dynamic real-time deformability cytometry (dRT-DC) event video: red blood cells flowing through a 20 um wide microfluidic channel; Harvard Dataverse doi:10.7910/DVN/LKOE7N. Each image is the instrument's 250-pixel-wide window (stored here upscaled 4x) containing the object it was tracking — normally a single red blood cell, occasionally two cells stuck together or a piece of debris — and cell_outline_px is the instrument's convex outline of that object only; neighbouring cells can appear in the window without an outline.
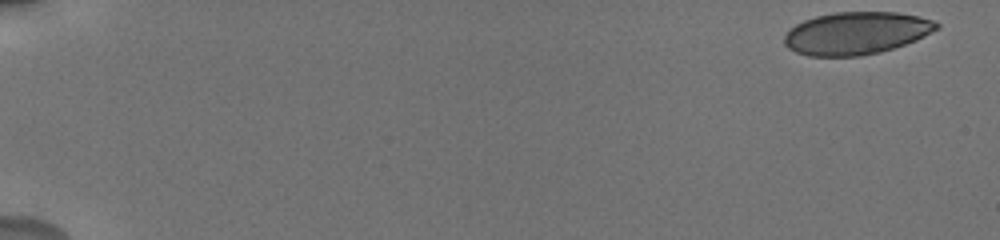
{"species": "human", "species_latin": "Homo sapiens", "temperature_condition": "cold", "stored_images_in_passage": 34, "camera_frame_rate_fps": 3000, "um_per_image_px": 0.085, "donor": {"sex": "male"}, "frame": {"image": 1, "passage_image": 1, "time_ms": 0.0, "image_size_px": [1000, 240], "cell_outline_px": [[940, 28], [916, 40], [880, 52], [860, 56], [808, 56], [796, 52], [788, 48], [784, 44], [784, 36], [796, 24], [804, 20], [816, 16], [836, 12], [896, 12], [916, 16], [932, 20], [940, 24]], "centroid_in_image_um": [72.78, 2.82], "position_along_channel_um": 12.2, "area_um2": 37.57}}
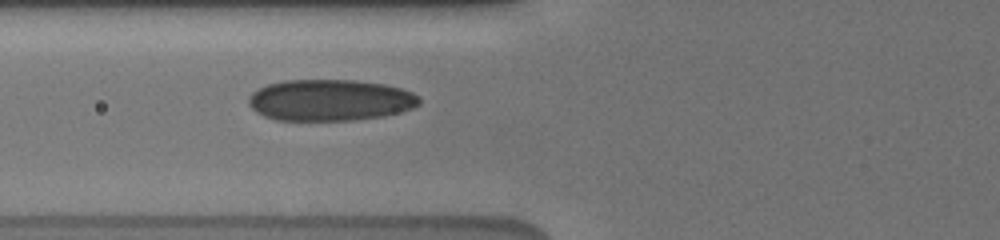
{"frame": {"image": 2, "passage_image": 31, "time_ms": 7.0, "image_size_px": [1000, 240], "cell_outline_px": [[420, 104], [412, 108], [400, 112], [384, 116], [356, 120], [276, 120], [264, 116], [256, 112], [248, 104], [248, 96], [252, 92], [268, 84], [284, 80], [356, 80], [384, 84], [400, 88], [412, 92], [420, 96]], "centroid_in_image_um": [28.06, 8.51], "position_along_channel_um": 97.7, "area_um2": 41.38}}
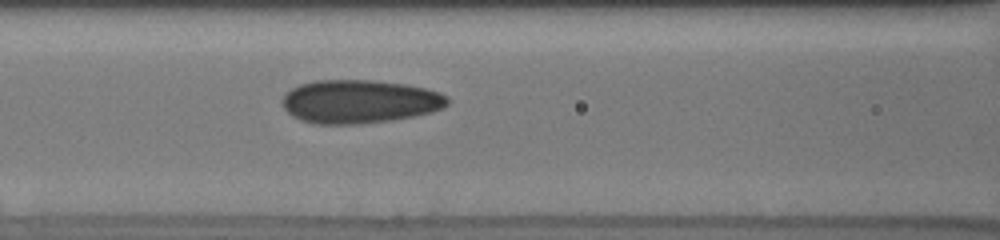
{"frame": {"image": 3, "passage_image": 34, "time_ms": 8.0, "image_size_px": [1000, 240], "cell_outline_px": [[452, 100], [444, 108], [432, 112], [416, 116], [360, 124], [312, 124], [300, 120], [292, 116], [284, 108], [284, 96], [292, 88], [300, 84], [316, 80], [372, 80], [404, 84], [424, 88], [440, 92], [448, 96]], "centroid_in_image_um": [30.6, 8.64], "position_along_channel_um": 136.0, "area_um2": 41.96}}